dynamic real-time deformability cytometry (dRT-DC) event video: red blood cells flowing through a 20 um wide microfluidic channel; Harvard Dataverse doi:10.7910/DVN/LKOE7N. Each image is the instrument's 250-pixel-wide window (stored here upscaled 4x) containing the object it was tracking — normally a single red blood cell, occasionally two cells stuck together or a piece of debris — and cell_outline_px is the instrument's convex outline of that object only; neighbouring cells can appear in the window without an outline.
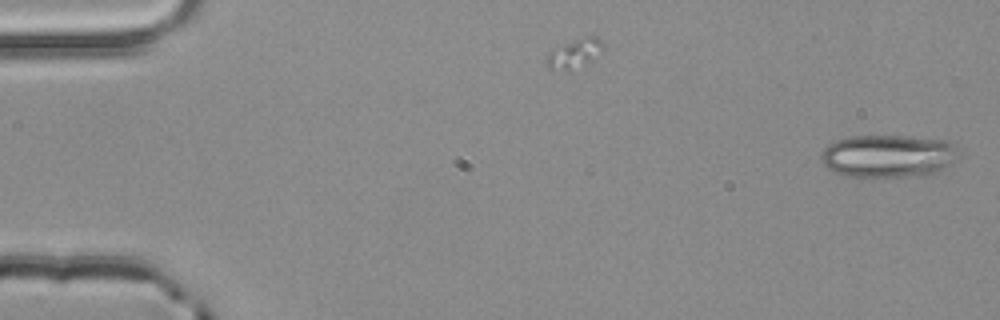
{"species": "common noctule bat (a hibernating species)", "species_latin": "Nyctalus noctula", "temperature_condition": "room temperature", "stored_images_in_passage": 4, "camera_frame_rate_fps": 3000, "um_per_image_px": 0.085, "animal": {"sex": "male", "body_mass_g": 20.4}, "frame": {"image": 1, "passage_image": 1, "time_ms": 0.0, "image_size_px": [1000, 320], "cell_outline_px": [[952, 164], [936, 172], [924, 176], [844, 176], [832, 172], [824, 164], [820, 156], [820, 152], [828, 144], [836, 140], [852, 136], [904, 136], [948, 140], [952, 144]], "centroid_in_image_um": [75.4, 13.26], "position_along_channel_um": 9.6, "area_um2": 33.87}}